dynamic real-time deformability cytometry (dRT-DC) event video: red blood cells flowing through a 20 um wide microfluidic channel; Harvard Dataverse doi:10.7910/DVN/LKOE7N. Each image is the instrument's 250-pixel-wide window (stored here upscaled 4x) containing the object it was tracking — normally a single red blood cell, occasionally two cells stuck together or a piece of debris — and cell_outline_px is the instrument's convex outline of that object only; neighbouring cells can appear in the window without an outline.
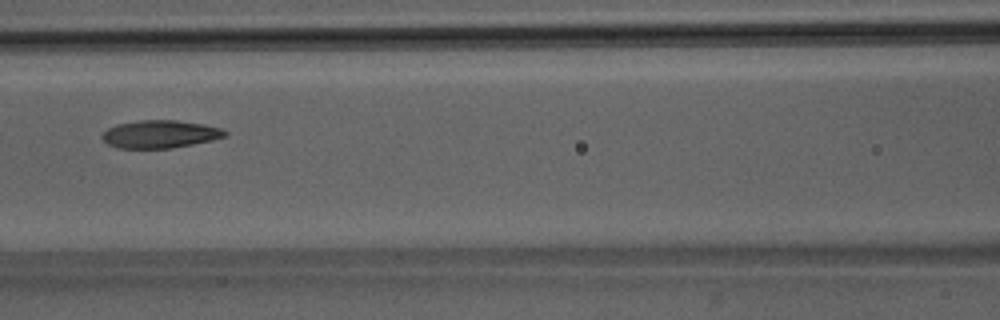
{"species": "Egyptian fruit bat (a non-hibernating species)", "species_latin": "Rousettus aegyptiacus", "temperature_condition": "room temperature", "stored_images_in_passage": 6, "camera_frame_rate_fps": 3000, "um_per_image_px": 0.085, "animal": {"sex": "male"}, "frame": {"image": 1, "passage_image": 6, "time_ms": 6.667, "image_size_px": [1000, 320], "cell_outline_px": [[228, 136], [212, 140], [172, 148], [116, 148], [108, 144], [100, 136], [108, 128], [116, 124], [140, 120], [176, 120], [204, 124], [220, 128], [228, 132]], "centroid_in_image_um": [13.61, 11.4], "position_along_channel_um": 153.0, "area_um2": 19.94}}